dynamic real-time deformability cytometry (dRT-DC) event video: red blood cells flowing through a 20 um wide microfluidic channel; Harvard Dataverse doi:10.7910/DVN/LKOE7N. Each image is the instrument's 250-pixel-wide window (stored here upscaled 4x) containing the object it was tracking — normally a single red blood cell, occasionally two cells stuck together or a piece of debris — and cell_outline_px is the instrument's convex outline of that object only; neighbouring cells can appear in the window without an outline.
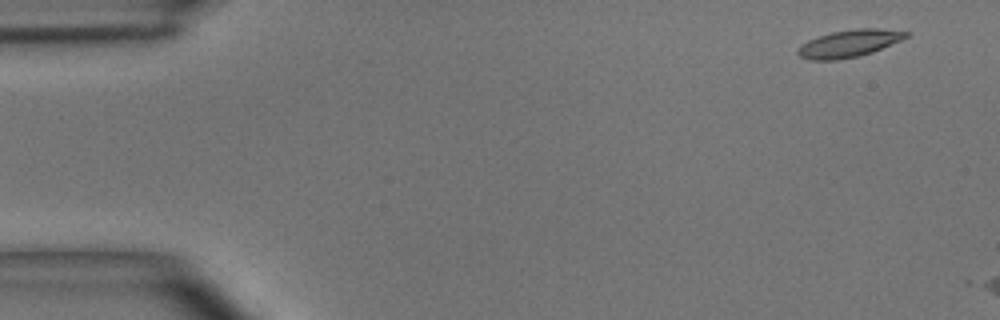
{"species": "common noctule bat (a hibernating species)", "species_latin": "Nyctalus noctula", "temperature_condition": "room temperature", "stored_images_in_passage": 2, "camera_frame_rate_fps": 3000, "um_per_image_px": 0.085, "animal": {"sex": "male", "body_mass_g": 15.6}, "frame": {"image": 1, "passage_image": 1, "time_ms": 0.0, "image_size_px": [1000, 320], "cell_outline_px": [[912, 32], [908, 36], [900, 40], [872, 52], [860, 56], [836, 60], [808, 60], [800, 56], [796, 52], [808, 40], [832, 32], [856, 28], [876, 28]], "centroid_in_image_um": [72.19, 3.69], "position_along_channel_um": 12.8, "area_um2": 16.99}}